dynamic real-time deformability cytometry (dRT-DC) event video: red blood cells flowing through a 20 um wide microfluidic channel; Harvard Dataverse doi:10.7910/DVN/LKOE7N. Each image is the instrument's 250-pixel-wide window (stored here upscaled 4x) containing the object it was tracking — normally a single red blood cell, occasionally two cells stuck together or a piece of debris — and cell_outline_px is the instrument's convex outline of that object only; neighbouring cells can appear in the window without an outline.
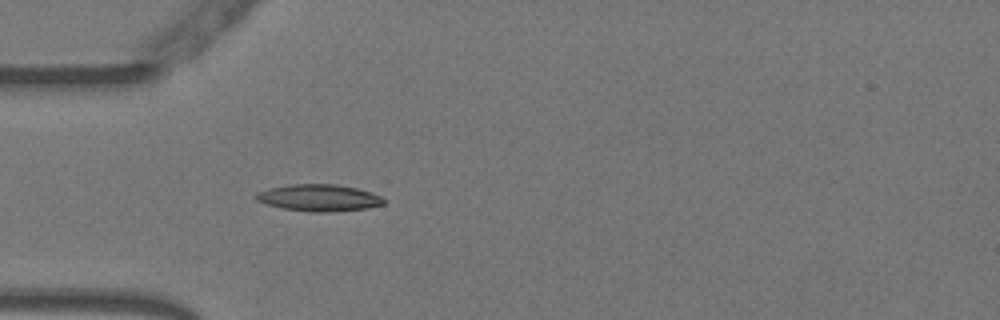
{"species": "Egyptian fruit bat (a non-hibernating species)", "species_latin": "Rousettus aegyptiacus", "temperature_condition": "warm", "stored_images_in_passage": 31, "camera_frame_rate_fps": 3000, "um_per_image_px": 0.085, "animal": {"sex": "female"}, "frame": {"image": 1, "passage_image": 1, "time_ms": 0.0, "image_size_px": [1000, 320], "cell_outline_px": [[384, 204], [364, 208], [328, 212], [308, 212], [284, 208], [268, 204], [256, 200], [252, 196], [256, 192], [268, 188], [288, 184], [336, 184], [356, 188], [380, 196], [384, 200]], "centroid_in_image_um": [27.03, 16.8], "position_along_channel_um": 58.0, "area_um2": 19.83}}
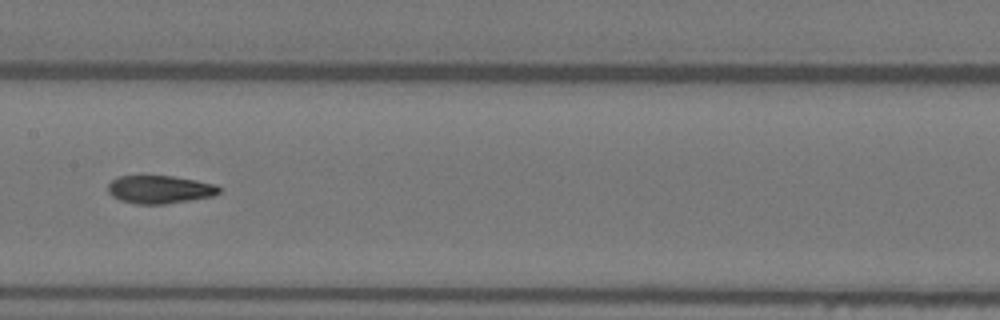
{"frame": {"image": 2, "passage_image": 12, "time_ms": 3.667, "image_size_px": [1000, 320], "cell_outline_px": [[220, 192], [216, 196], [164, 204], [136, 204], [120, 200], [112, 196], [108, 192], [108, 184], [112, 180], [120, 176], [172, 176], [196, 180], [216, 184], [220, 188]], "centroid_in_image_um": [13.6, 16.11], "position_along_channel_um": 193.8, "area_um2": 18.21}}
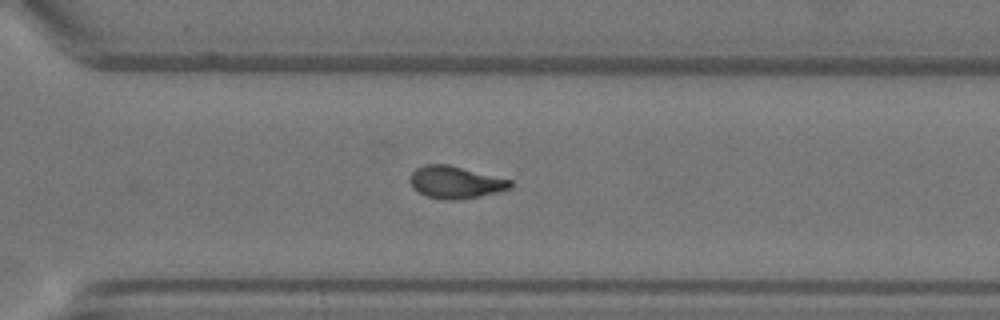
{"frame": {"image": 3, "passage_image": 23, "time_ms": 7.333, "image_size_px": [1000, 320], "cell_outline_px": [[512, 188], [464, 200], [444, 200], [428, 196], [412, 188], [408, 180], [412, 172], [416, 168], [424, 164], [448, 164], [512, 180]], "centroid_in_image_um": [38.7, 15.49], "position_along_channel_um": 331.9, "area_um2": 19.02}, "authors_computed_cell_mechanics": {"area_um2": 18.6694, "velocity_mm_per_s": 3.7909, "shape_relaxation_time_tau1_ms": 7.0227, "shape_relaxation_time_tau2_ms": 2.6252, "deformation_change_tau1": 0.2237, "deformation_change_tau2": 0.0896}}